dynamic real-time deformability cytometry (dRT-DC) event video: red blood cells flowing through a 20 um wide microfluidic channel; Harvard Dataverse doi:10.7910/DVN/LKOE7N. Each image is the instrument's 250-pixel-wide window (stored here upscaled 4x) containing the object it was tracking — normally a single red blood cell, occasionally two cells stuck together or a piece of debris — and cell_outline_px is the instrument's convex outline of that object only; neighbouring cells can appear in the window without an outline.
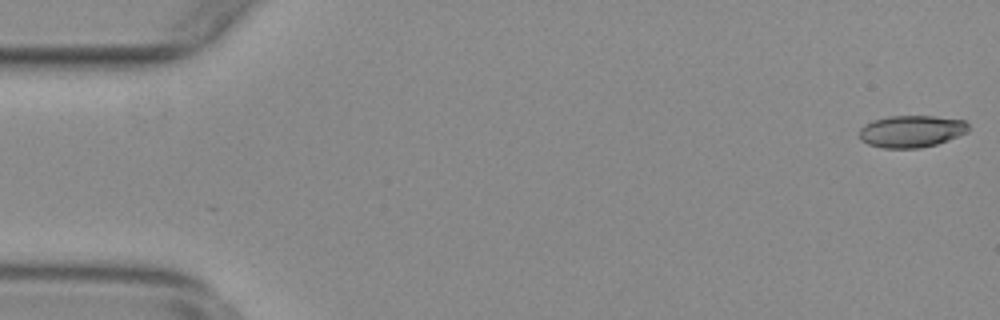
{"species": "common noctule bat (a hibernating species)", "species_latin": "Nyctalus noctula", "temperature_condition": "warm", "stored_images_in_passage": 55, "camera_frame_rate_fps": 3000, "um_per_image_px": 0.085, "animal": {"sex": "female", "body_mass_g": 29.2, "forearm_length_mm": 56.3}, "frame": {"image": 1, "passage_image": 1, "time_ms": 0.0, "image_size_px": [1000, 320], "cell_outline_px": [[968, 132], [948, 140], [936, 144], [920, 148], [884, 148], [868, 144], [860, 140], [860, 128], [864, 124], [872, 120], [888, 116], [932, 116], [964, 120], [968, 124]], "centroid_in_image_um": [77.45, 11.16], "position_along_channel_um": 7.6, "area_um2": 20.4}}
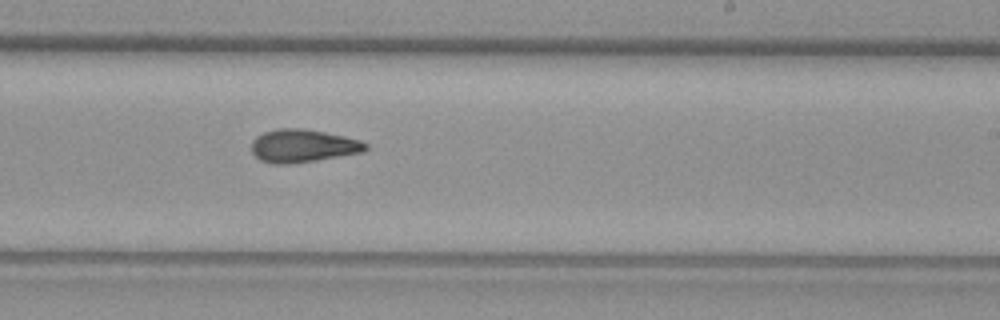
{"frame": {"image": 2, "passage_image": 33, "time_ms": 10.667, "image_size_px": [1000, 320], "cell_outline_px": [[368, 148], [364, 152], [316, 160], [288, 164], [272, 164], [260, 160], [252, 152], [252, 140], [256, 136], [264, 132], [276, 128], [304, 128], [344, 136], [360, 140], [368, 144]], "centroid_in_image_um": [25.74, 12.39], "position_along_channel_um": 263.3, "area_um2": 22.02}}
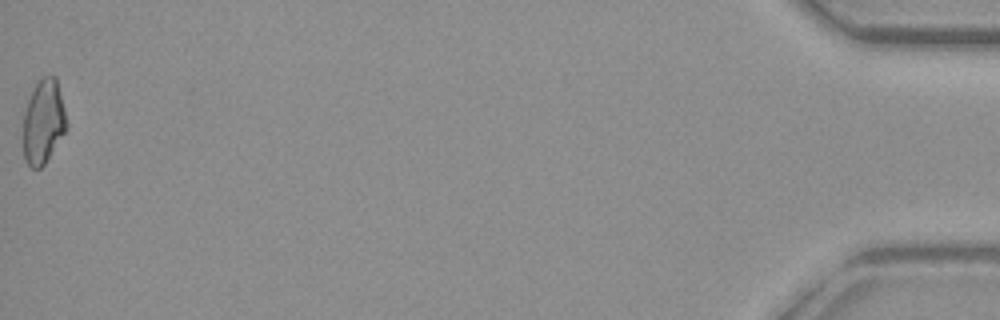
{"frame": {"image": 3, "passage_image": 55, "time_ms": 18.0, "image_size_px": [1000, 320], "cell_outline_px": [[68, 128], [44, 164], [40, 168], [32, 168], [24, 160], [24, 112], [28, 100], [36, 84], [44, 76], [56, 76], [68, 124]], "centroid_in_image_um": [3.71, 10.36], "position_along_channel_um": 431.5, "area_um2": 21.04}, "authors_computed_cell_mechanics": {"area_um2": 21.2704, "velocity_mm_per_s": 3.7698, "shape_relaxation_time_tau1_ms": null, "shape_relaxation_time_tau2_ms": 3.2736, "deformation_change_tau1": null, "deformation_change_tau2": 0.1077}}